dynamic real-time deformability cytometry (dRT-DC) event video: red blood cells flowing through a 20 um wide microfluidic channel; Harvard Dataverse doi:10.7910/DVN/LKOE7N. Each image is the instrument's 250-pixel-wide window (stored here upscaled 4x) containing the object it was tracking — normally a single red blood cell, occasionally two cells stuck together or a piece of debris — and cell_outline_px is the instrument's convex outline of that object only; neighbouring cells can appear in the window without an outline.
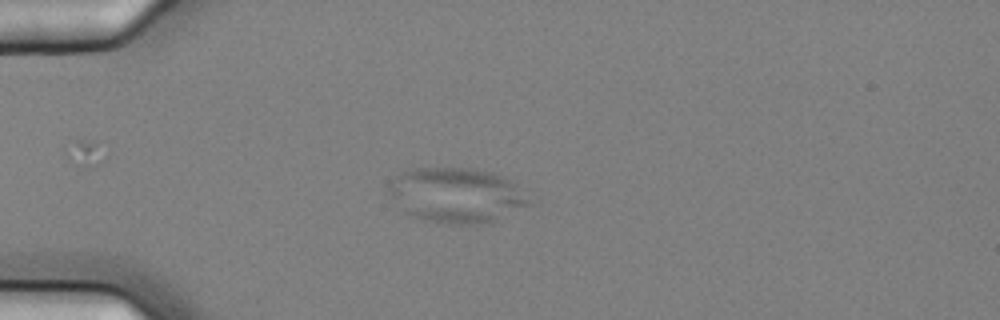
{"species": "common noctule bat (a hibernating species)", "species_latin": "Nyctalus noctula", "temperature_condition": "cold", "stored_images_in_passage": 9, "camera_frame_rate_fps": 3000, "um_per_image_px": 0.085, "animal": {"sex": "female", "body_mass_g": 25.1}, "frame": {"image": 1, "passage_image": 3, "time_ms": 0.667, "image_size_px": [1000, 320], "cell_outline_px": [[532, 204], [492, 224], [448, 224], [428, 220], [416, 216], [408, 212], [388, 192], [388, 188], [396, 176], [404, 172], [416, 168], [472, 168], [492, 172], [516, 184]], "centroid_in_image_um": [38.89, 16.61], "position_along_channel_um": 46.1, "area_um2": 44.45}}
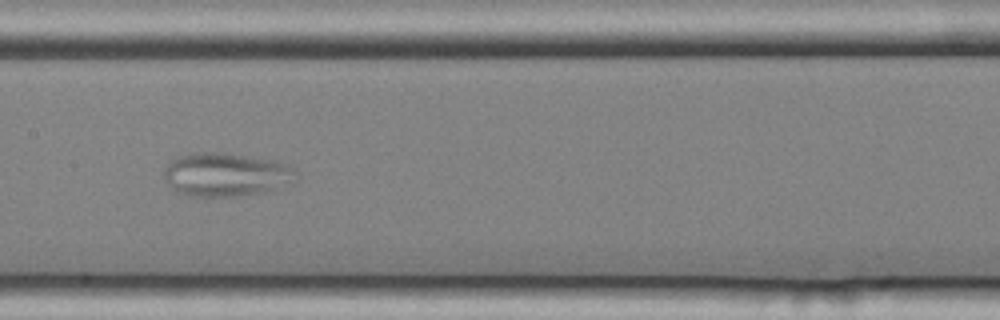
{"frame": {"image": 2, "passage_image": 7, "time_ms": 2.0, "image_size_px": [1000, 320], "cell_outline_px": [[300, 180], [296, 184], [264, 192], [236, 196], [188, 196], [176, 192], [168, 184], [164, 176], [164, 168], [168, 160], [172, 156], [196, 152], [224, 152], [280, 160], [292, 168], [300, 176]], "centroid_in_image_um": [19.26, 14.82], "position_along_channel_um": 188.1, "area_um2": 34.8}}
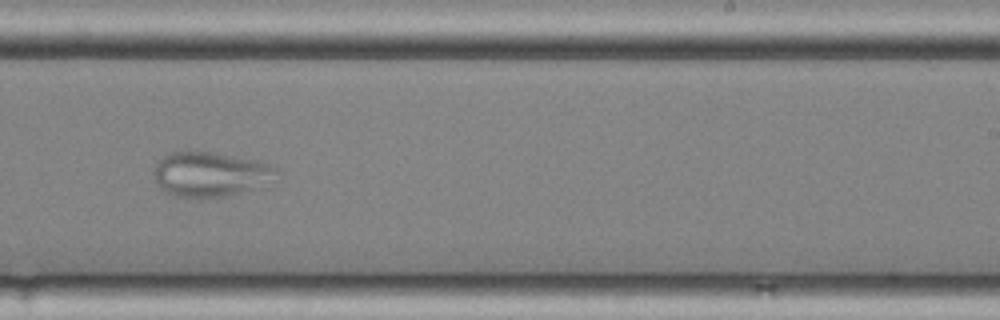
{"frame": {"image": 3, "passage_image": 9, "time_ms": 2.667, "image_size_px": [1000, 320], "cell_outline_px": [[280, 172], [252, 188], [224, 196], [172, 196], [164, 192], [160, 188], [152, 172], [156, 164], [168, 152], [196, 148], [256, 160], [268, 164]], "centroid_in_image_um": [17.74, 14.73], "position_along_channel_um": 271.3, "area_um2": 31.73}}